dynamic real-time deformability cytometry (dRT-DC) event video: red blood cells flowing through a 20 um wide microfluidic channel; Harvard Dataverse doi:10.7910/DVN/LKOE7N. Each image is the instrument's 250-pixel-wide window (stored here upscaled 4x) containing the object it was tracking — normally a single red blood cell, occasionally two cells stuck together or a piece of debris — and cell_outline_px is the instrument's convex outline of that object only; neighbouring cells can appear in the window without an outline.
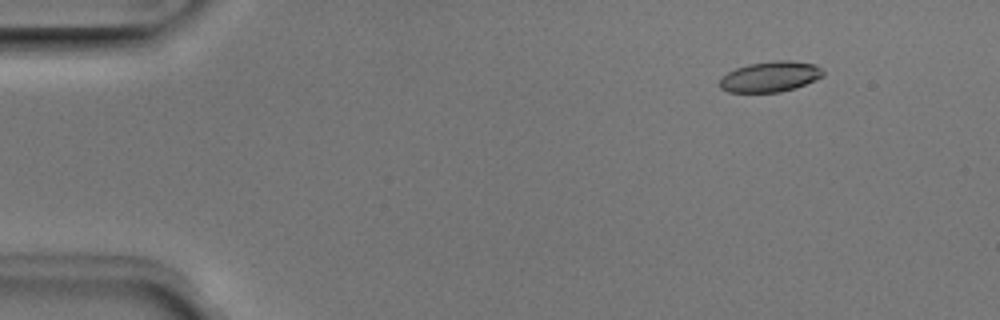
{"species": "Egyptian fruit bat (a non-hibernating species)", "species_latin": "Rousettus aegyptiacus", "temperature_condition": "room temperature", "stored_images_in_passage": 46, "camera_frame_rate_fps": 3000, "um_per_image_px": 0.085, "animal": {"sex": "male"}, "frame": {"image": 1, "passage_image": 1, "time_ms": 0.0, "image_size_px": [1000, 320], "cell_outline_px": [[824, 76], [816, 80], [796, 88], [780, 92], [728, 92], [720, 88], [720, 80], [728, 72], [736, 68], [748, 64], [772, 60], [788, 60], [816, 64], [824, 72]], "centroid_in_image_um": [65.5, 6.51], "position_along_channel_um": 19.5, "area_um2": 18.5}}
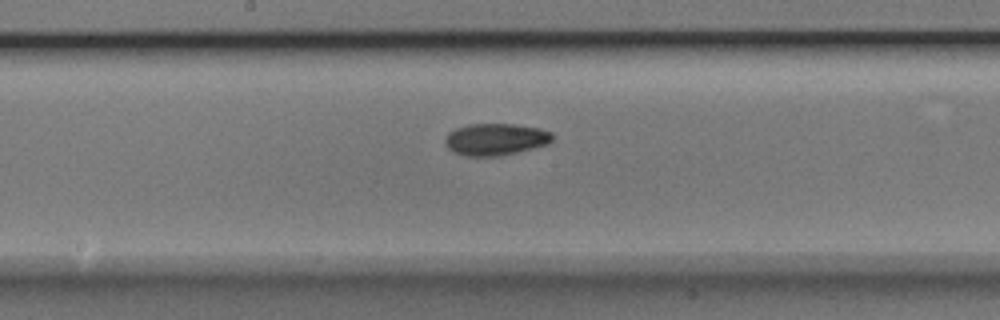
{"frame": {"image": 2, "passage_image": 22, "time_ms": 7.0, "image_size_px": [1000, 320], "cell_outline_px": [[552, 140], [548, 144], [500, 156], [464, 156], [452, 152], [444, 144], [444, 140], [448, 132], [456, 128], [468, 124], [516, 124], [540, 128], [552, 132]], "centroid_in_image_um": [42.09, 11.84], "position_along_channel_um": 206.1, "area_um2": 20.11}}
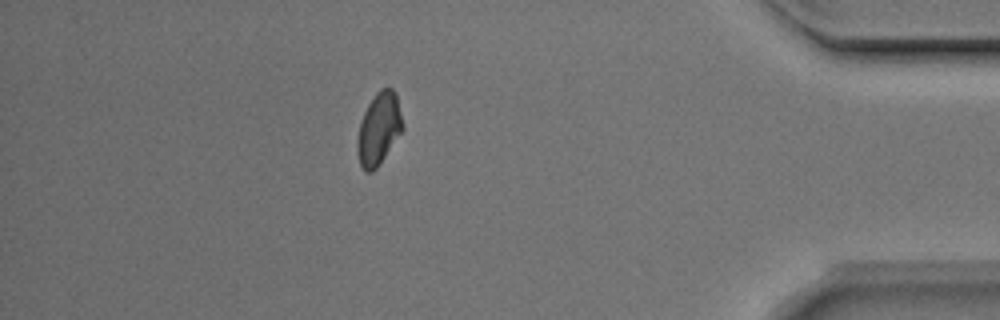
{"frame": {"image": 3, "passage_image": 40, "time_ms": 13.0, "image_size_px": [1000, 320], "cell_outline_px": [[404, 128], [376, 168], [372, 172], [368, 172], [360, 164], [356, 148], [356, 140], [360, 124], [364, 112], [368, 104], [376, 92], [380, 88], [392, 88], [396, 92], [404, 124]], "centroid_in_image_um": [32.21, 10.91], "position_along_channel_um": 403.0, "area_um2": 18.96}, "authors_computed_cell_mechanics": {"area_um2": 18.9873, "velocity_mm_per_s": 3.9796, "shape_relaxation_time_tau1_ms": 4.8251, "shape_relaxation_time_tau2_ms": 4.0484, "deformation_change_tau1": 0.1362, "deformation_change_tau2": 0.0679}}